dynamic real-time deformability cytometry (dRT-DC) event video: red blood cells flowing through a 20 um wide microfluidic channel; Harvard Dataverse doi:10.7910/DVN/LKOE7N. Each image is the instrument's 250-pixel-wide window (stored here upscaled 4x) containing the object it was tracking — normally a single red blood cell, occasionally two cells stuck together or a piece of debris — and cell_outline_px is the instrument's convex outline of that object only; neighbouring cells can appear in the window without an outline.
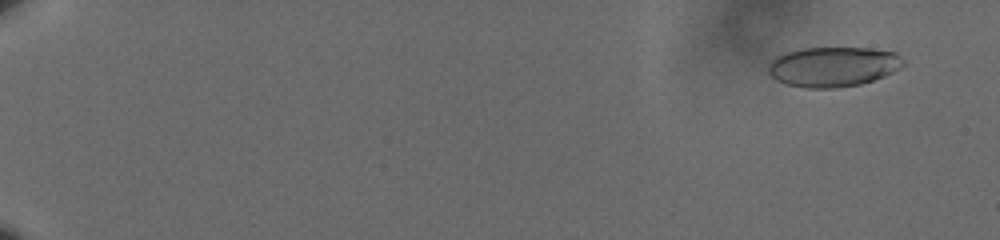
{"species": "human", "species_latin": "Homo sapiens", "temperature_condition": "cold", "stored_images_in_passage": 62, "camera_frame_rate_fps": 3000, "um_per_image_px": 0.085, "donor": {"sex": "male"}, "frame": {"image": 1, "passage_image": 5, "time_ms": 1.333, "image_size_px": [1000, 240], "cell_outline_px": [[904, 64], [900, 68], [884, 76], [860, 84], [836, 88], [804, 88], [784, 84], [776, 80], [768, 72], [768, 64], [776, 56], [784, 52], [804, 48], [868, 48], [896, 52], [904, 60]], "centroid_in_image_um": [70.79, 5.67], "position_along_channel_um": 14.2, "area_um2": 31.56}}
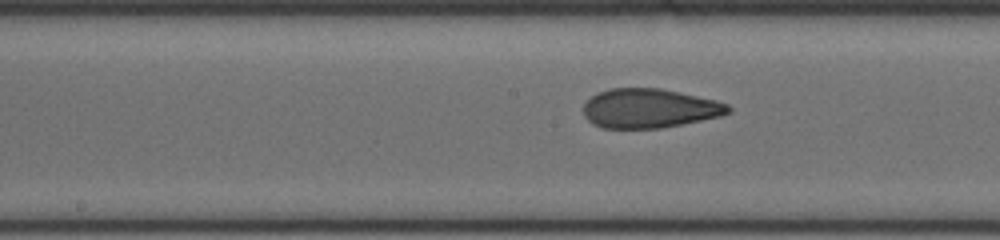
{"frame": {"image": 2, "passage_image": 36, "time_ms": 11.667, "image_size_px": [1000, 240], "cell_outline_px": [[732, 112], [720, 116], [660, 128], [600, 128], [592, 124], [584, 116], [584, 104], [592, 96], [608, 88], [660, 88], [680, 92], [716, 100], [728, 104], [732, 108]], "centroid_in_image_um": [55.2, 9.21], "position_along_channel_um": 193.0, "area_um2": 33.12}}
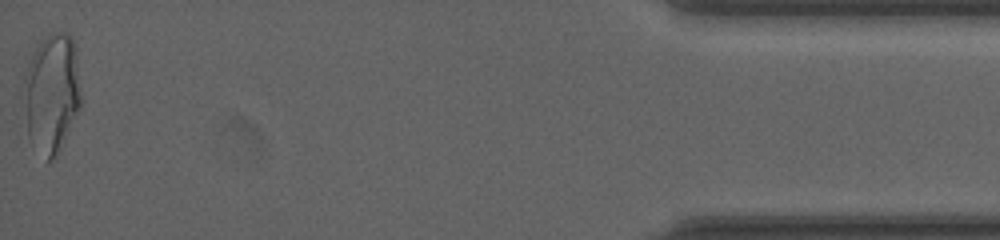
{"frame": {"image": 3, "passage_image": 62, "time_ms": 20.333, "image_size_px": [1000, 240], "cell_outline_px": [[80, 108], [60, 152], [56, 160], [48, 160], [28, 136], [24, 80], [24, 76], [28, 64], [36, 48], [52, 32], [64, 32], [72, 40], [76, 52], [80, 88]], "centroid_in_image_um": [4.43, 7.95], "position_along_channel_um": 430.8, "area_um2": 38.96}, "authors_computed_cell_mechanics": {"area_um2": 32.946, "velocity_mm_per_s": 3.5977, "shape_relaxation_time_tau1_ms": 7.6803, "shape_relaxation_time_tau2_ms": 1.2901, "deformation_change_tau1": 0.1848, "deformation_change_tau2": 0.0718}}